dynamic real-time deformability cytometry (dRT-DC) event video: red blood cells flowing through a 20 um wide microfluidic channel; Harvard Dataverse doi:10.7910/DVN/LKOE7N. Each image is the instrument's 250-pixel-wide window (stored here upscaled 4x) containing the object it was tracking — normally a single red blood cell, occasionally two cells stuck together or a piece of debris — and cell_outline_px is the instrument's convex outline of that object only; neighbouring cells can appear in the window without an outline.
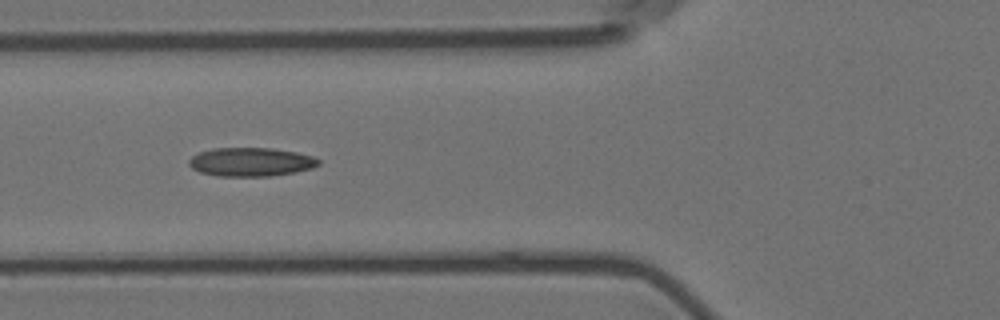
{"species": "Egyptian fruit bat (a non-hibernating species)", "species_latin": "Rousettus aegyptiacus", "temperature_condition": "room temperature", "stored_images_in_passage": 6, "camera_frame_rate_fps": 3000, "um_per_image_px": 0.085, "animal": {"sex": "female"}, "frame": {"image": 1, "passage_image": 5, "time_ms": 4.667, "image_size_px": [1000, 320], "cell_outline_px": [[320, 164], [312, 168], [296, 172], [268, 176], [220, 176], [200, 172], [192, 168], [188, 164], [188, 160], [192, 156], [200, 152], [212, 148], [272, 148], [296, 152], [312, 156], [320, 160]], "centroid_in_image_um": [21.32, 13.76], "position_along_channel_um": 104.5, "area_um2": 21.68}}
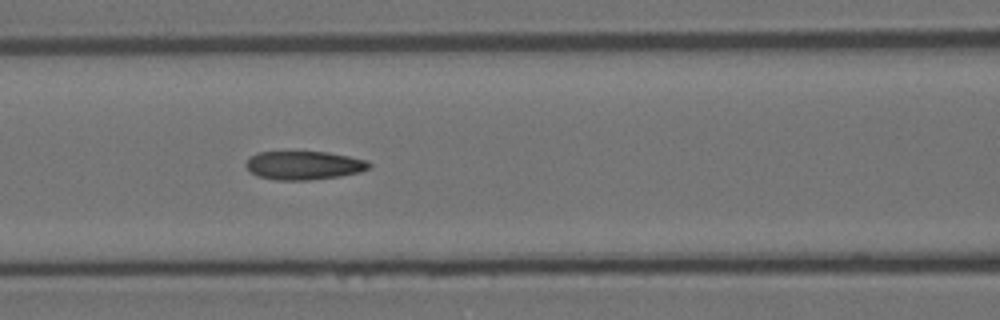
{"frame": {"image": 2, "passage_image": 6, "time_ms": 5.667, "image_size_px": [1000, 320], "cell_outline_px": [[372, 168], [360, 172], [340, 176], [308, 180], [276, 180], [256, 176], [244, 164], [252, 156], [260, 152], [328, 152], [368, 160], [372, 164]], "centroid_in_image_um": [25.89, 14.06], "position_along_channel_um": 140.7, "area_um2": 20.52}}